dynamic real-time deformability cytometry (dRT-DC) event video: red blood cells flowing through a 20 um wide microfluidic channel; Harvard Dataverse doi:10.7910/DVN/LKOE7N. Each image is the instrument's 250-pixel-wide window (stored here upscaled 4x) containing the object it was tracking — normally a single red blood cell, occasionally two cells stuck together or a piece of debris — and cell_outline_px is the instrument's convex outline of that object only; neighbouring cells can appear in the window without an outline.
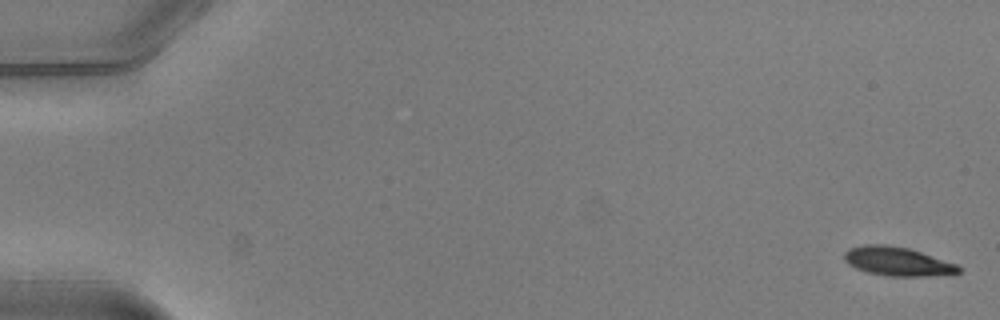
{"species": "common noctule bat (a hibernating species)", "species_latin": "Nyctalus noctula", "temperature_condition": "warm", "stored_images_in_passage": 8, "camera_frame_rate_fps": 3000, "um_per_image_px": 0.085, "animal": {"sex": "male", "body_mass_g": 20.5, "forearm_length_mm": 52.5}, "frame": {"image": 1, "passage_image": 1, "time_ms": 0.0, "image_size_px": [1000, 320], "cell_outline_px": [[960, 272], [928, 276], [888, 276], [868, 272], [856, 268], [848, 264], [844, 260], [844, 252], [848, 248], [864, 244], [888, 244], [908, 248], [956, 264], [960, 268]], "centroid_in_image_um": [76.21, 22.2], "position_along_channel_um": 8.8, "area_um2": 19.07}}